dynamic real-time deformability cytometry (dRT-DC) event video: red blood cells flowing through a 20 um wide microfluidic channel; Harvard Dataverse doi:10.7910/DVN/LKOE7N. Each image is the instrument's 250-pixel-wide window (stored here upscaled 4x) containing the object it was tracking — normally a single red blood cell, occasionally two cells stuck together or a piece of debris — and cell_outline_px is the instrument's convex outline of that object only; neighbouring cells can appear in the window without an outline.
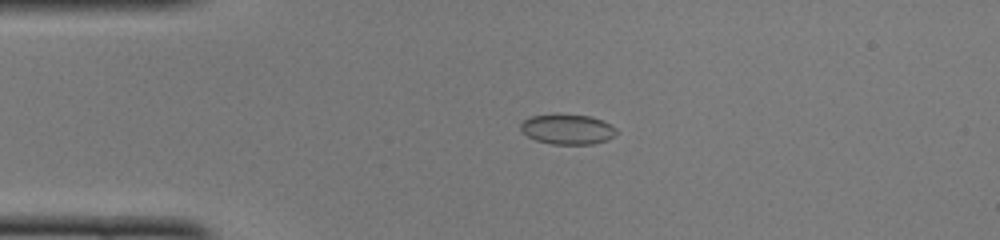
{"species": "common noctule bat (a hibernating species)", "species_latin": "Nyctalus noctula", "temperature_condition": "cold", "stored_images_in_passage": 39, "camera_frame_rate_fps": 3000, "um_per_image_px": 0.085, "animal": {"sex": "female", "body_mass_g": 22.0, "forearm_length_mm": 56.7}, "frame": {"image": 1, "passage_image": 1, "time_ms": 0.0, "image_size_px": [1000, 240], "cell_outline_px": [[620, 132], [608, 140], [592, 144], [552, 144], [536, 140], [528, 136], [520, 128], [520, 124], [524, 120], [532, 116], [592, 116], [604, 120], [616, 128]], "centroid_in_image_um": [48.31, 11.02], "position_along_channel_um": 36.7, "area_um2": 16.47}}
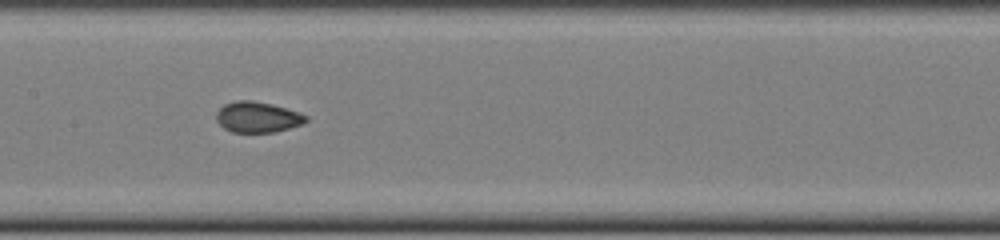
{"frame": {"image": 2, "passage_image": 14, "time_ms": 4.333, "image_size_px": [1000, 240], "cell_outline_px": [[308, 120], [304, 124], [276, 132], [232, 132], [224, 128], [216, 120], [216, 112], [224, 104], [236, 100], [252, 100], [272, 104], [308, 116]], "centroid_in_image_um": [21.88, 9.96], "position_along_channel_um": 185.5, "area_um2": 16.07}}
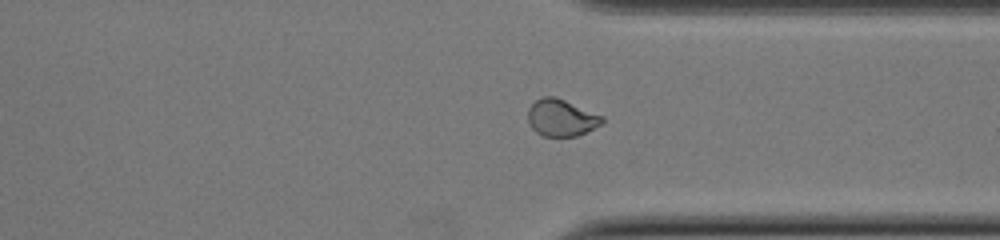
{"frame": {"image": 3, "passage_image": 27, "time_ms": 8.667, "image_size_px": [1000, 240], "cell_outline_px": [[604, 124], [576, 136], [540, 136], [532, 128], [528, 120], [528, 108], [536, 100], [544, 96], [556, 96], [604, 116]], "centroid_in_image_um": [47.73, 10.0], "position_along_channel_um": 363.7, "area_um2": 16.13}, "authors_computed_cell_mechanics": {"area_um2": 16.1262, "velocity_mm_per_s": 4.1106, "shape_relaxation_time_tau1_ms": null, "shape_relaxation_time_tau2_ms": 0.9424, "deformation_change_tau1": null, "deformation_change_tau2": 0.0361}}